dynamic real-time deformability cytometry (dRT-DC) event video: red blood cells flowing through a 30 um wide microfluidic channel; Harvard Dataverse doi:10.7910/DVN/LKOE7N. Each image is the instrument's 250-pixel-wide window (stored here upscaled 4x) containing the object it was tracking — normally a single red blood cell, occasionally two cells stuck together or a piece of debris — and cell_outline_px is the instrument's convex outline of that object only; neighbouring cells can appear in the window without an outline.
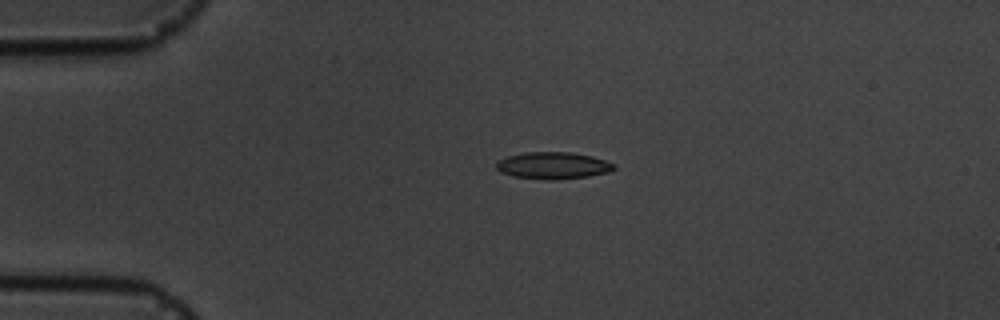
{"species": "common noctule bat (a hibernating species)", "species_latin": "Nyctalus noctula", "temperature_condition": "cold", "stored_images_in_passage": 5, "camera_frame_rate_fps": 3000, "um_per_image_px": 0.085, "animal": {"sex": "male", "body_mass_g": 19.5, "forearm_length_mm": 54.6}, "frame": {"image": 1, "passage_image": 4, "time_ms": 3.333, "image_size_px": [1000, 320], "cell_outline_px": [[616, 168], [608, 172], [588, 176], [556, 180], [548, 180], [512, 176], [500, 172], [496, 168], [496, 164], [500, 160], [508, 156], [524, 152], [572, 152], [592, 156], [616, 164]], "centroid_in_image_um": [47.02, 14.07], "position_along_channel_um": 38.0, "area_um2": 18.5}}